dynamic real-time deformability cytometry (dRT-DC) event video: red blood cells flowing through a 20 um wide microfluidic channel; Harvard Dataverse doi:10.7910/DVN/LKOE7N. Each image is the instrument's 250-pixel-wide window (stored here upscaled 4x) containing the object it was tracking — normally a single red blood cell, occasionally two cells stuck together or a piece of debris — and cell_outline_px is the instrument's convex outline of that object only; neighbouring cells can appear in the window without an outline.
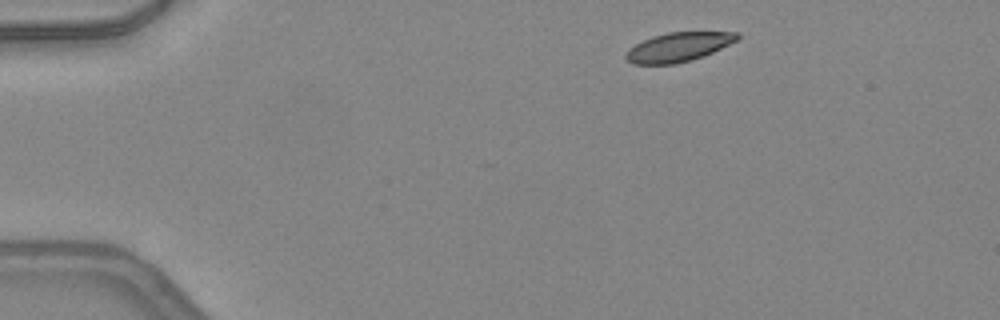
{"species": "common noctule bat (a hibernating species)", "species_latin": "Nyctalus noctula", "temperature_condition": "warm", "stored_images_in_passage": 43, "camera_frame_rate_fps": 3000, "um_per_image_px": 0.085, "animal": {"sex": "female", "body_mass_g": 24.6, "forearm_length_mm": 56.2}, "frame": {"image": 1, "passage_image": 1, "time_ms": 0.0, "image_size_px": [1000, 320], "cell_outline_px": [[740, 36], [736, 40], [704, 56], [692, 60], [676, 64], [632, 64], [624, 56], [628, 48], [652, 36], [668, 32], [740, 32]], "centroid_in_image_um": [57.63, 4.0], "position_along_channel_um": 27.4, "area_um2": 18.84}}
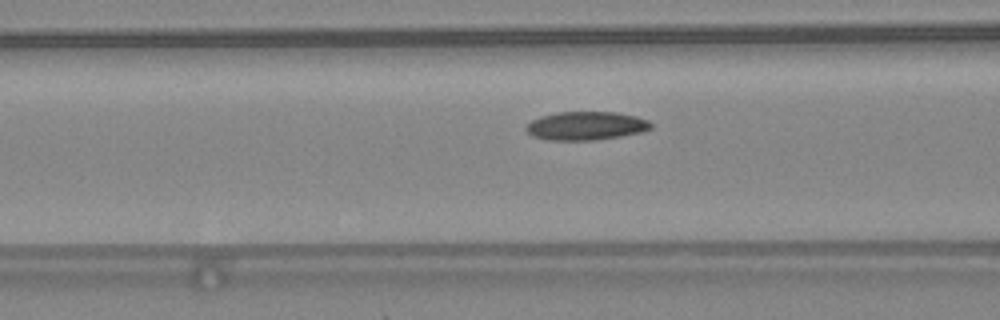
{"frame": {"image": 2, "passage_image": 13, "time_ms": 4.0, "image_size_px": [1000, 320], "cell_outline_px": [[652, 128], [640, 132], [620, 136], [596, 140], [548, 140], [532, 136], [524, 128], [532, 120], [540, 116], [556, 112], [616, 112], [636, 116], [648, 120], [652, 124]], "centroid_in_image_um": [49.8, 10.69], "position_along_channel_um": 116.8, "area_um2": 20.75}}
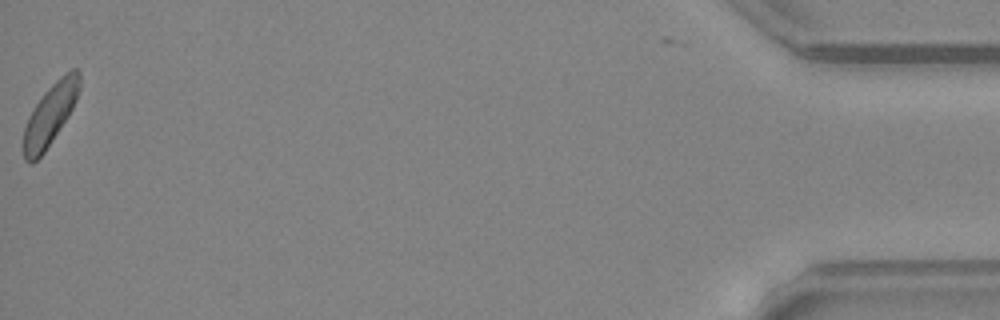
{"frame": {"image": 3, "passage_image": 42, "time_ms": 13.667, "image_size_px": [1000, 320], "cell_outline_px": [[80, 88], [76, 100], [68, 116], [44, 152], [32, 164], [24, 160], [24, 128], [28, 116], [44, 92], [60, 76], [72, 68], [76, 68], [80, 72]], "centroid_in_image_um": [4.27, 9.71], "position_along_channel_um": 430.9, "area_um2": 19.77}, "authors_computed_cell_mechanics": {"area_um2": 20.4612, "velocity_mm_per_s": 4.2362, "shape_relaxation_time_tau1_ms": 3.5445, "shape_relaxation_time_tau2_ms": null, "deformation_change_tau1": 0.0868, "deformation_change_tau2": null}}